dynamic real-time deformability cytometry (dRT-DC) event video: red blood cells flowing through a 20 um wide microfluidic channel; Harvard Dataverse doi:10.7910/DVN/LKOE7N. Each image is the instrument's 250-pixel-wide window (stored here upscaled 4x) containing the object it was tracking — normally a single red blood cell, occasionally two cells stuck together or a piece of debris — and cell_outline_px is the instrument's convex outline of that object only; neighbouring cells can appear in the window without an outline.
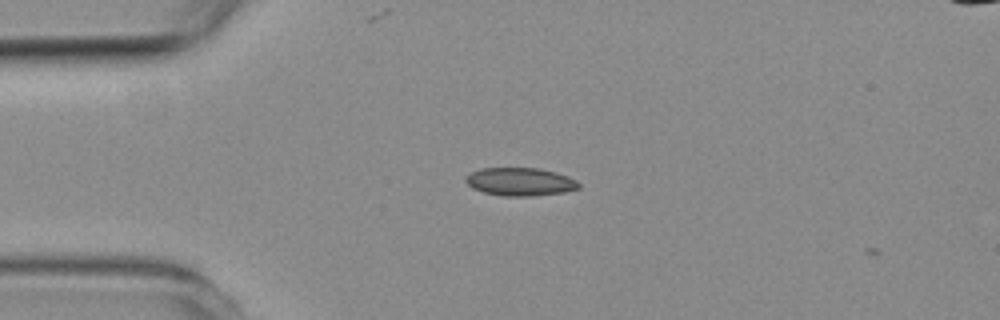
{"species": "common noctule bat (a hibernating species)", "species_latin": "Nyctalus noctula", "temperature_condition": "room temperature", "stored_images_in_passage": 3, "camera_frame_rate_fps": 3000, "um_per_image_px": 0.085, "animal": {"sex": "female", "body_mass_g": 19.3, "forearm_length_mm": 54.1}, "frame": {"image": 1, "passage_image": 2, "time_ms": 1.333, "image_size_px": [1000, 320], "cell_outline_px": [[580, 188], [564, 192], [532, 196], [504, 196], [484, 192], [472, 188], [464, 180], [464, 176], [480, 168], [540, 168], [556, 172], [568, 176], [576, 180], [580, 184]], "centroid_in_image_um": [44.21, 15.44], "position_along_channel_um": 40.8, "area_um2": 18.61}}